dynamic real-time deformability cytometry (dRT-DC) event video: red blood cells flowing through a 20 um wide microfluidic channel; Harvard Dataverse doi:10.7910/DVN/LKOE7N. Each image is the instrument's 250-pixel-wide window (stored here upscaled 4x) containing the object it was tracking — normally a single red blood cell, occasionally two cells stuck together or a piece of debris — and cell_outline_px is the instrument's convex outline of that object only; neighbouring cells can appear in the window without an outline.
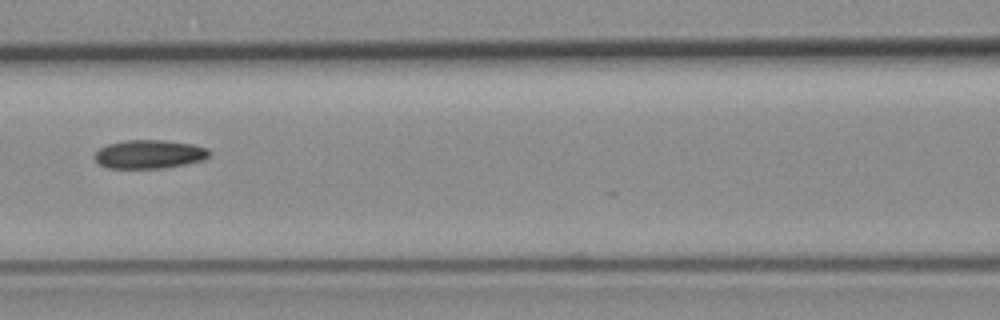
{"species": "common noctule bat (a hibernating species)", "species_latin": "Nyctalus noctula", "temperature_condition": "room temperature", "stored_images_in_passage": 7, "camera_frame_rate_fps": 3000, "um_per_image_px": 0.085, "animal": {"sex": "female", "body_mass_g": 19.3, "forearm_length_mm": 54.1}, "frame": {"image": 1, "passage_image": 5, "time_ms": 5.667, "image_size_px": [1000, 320], "cell_outline_px": [[212, 152], [208, 156], [200, 160], [184, 164], [164, 168], [108, 168], [100, 164], [92, 156], [100, 148], [108, 144], [124, 140], [164, 140], [192, 144], [208, 148]], "centroid_in_image_um": [12.67, 13.1], "position_along_channel_um": 153.9, "area_um2": 19.07}}
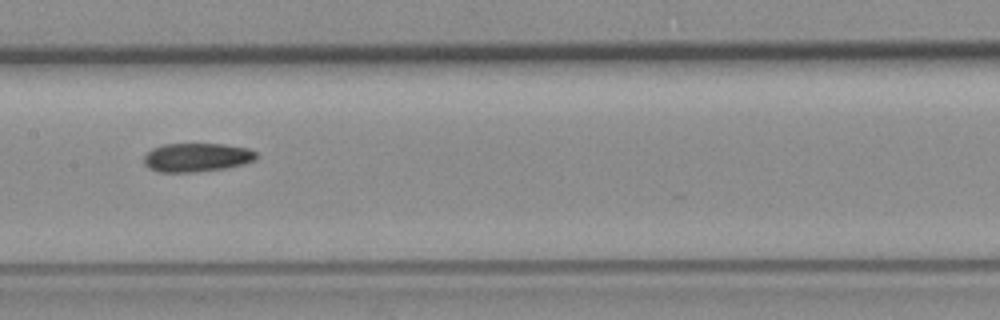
{"frame": {"image": 2, "passage_image": 6, "time_ms": 6.667, "image_size_px": [1000, 320], "cell_outline_px": [[256, 160], [244, 164], [224, 168], [192, 172], [156, 172], [148, 168], [144, 164], [144, 156], [152, 148], [164, 144], [224, 144], [248, 148], [256, 152]], "centroid_in_image_um": [16.71, 13.38], "position_along_channel_um": 190.7, "area_um2": 18.84}}
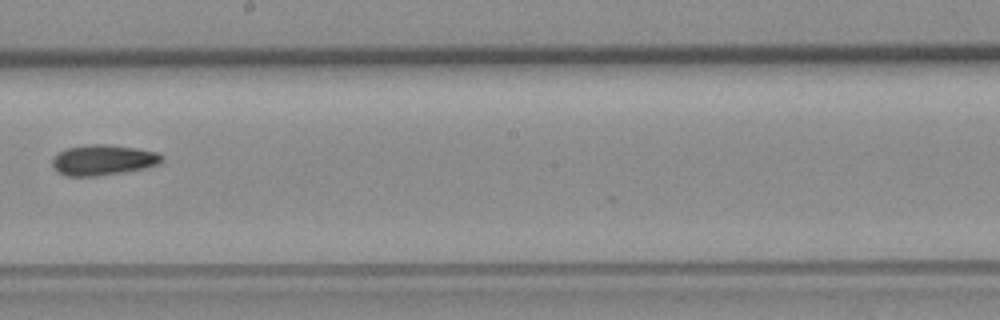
{"frame": {"image": 3, "passage_image": 7, "time_ms": 8.0, "image_size_px": [1000, 320], "cell_outline_px": [[164, 160], [160, 164], [148, 168], [124, 172], [96, 176], [64, 176], [52, 164], [52, 160], [60, 152], [68, 148], [88, 144], [108, 144], [136, 148], [156, 152], [164, 156]], "centroid_in_image_um": [8.84, 13.6], "position_along_channel_um": 239.4, "area_um2": 19.48}}